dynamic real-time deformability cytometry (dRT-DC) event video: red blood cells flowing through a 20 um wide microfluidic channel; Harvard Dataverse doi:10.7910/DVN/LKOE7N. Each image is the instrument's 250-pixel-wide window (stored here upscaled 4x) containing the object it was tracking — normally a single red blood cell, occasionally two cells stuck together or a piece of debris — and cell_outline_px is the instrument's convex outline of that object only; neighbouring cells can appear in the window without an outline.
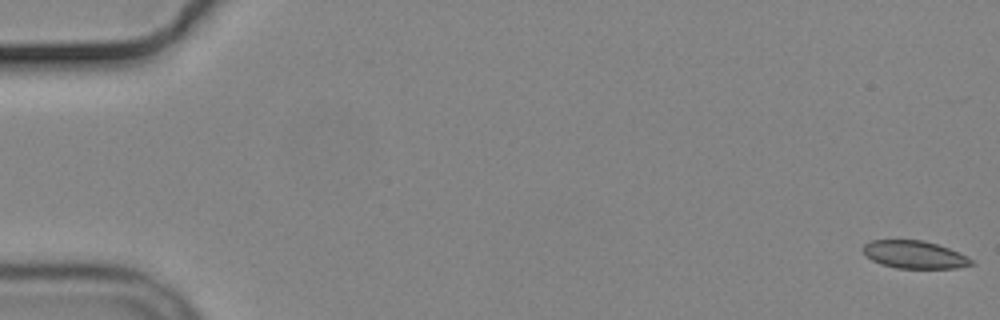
{"species": "common noctule bat (a hibernating species)", "species_latin": "Nyctalus noctula", "temperature_condition": "cold", "stored_images_in_passage": 57, "camera_frame_rate_fps": 3000, "um_per_image_px": 0.085, "animal": {"sex": "male", "body_mass_g": 19.2, "forearm_length_mm": 51.8}, "frame": {"image": 1, "passage_image": 1, "time_ms": 0.0, "image_size_px": [1000, 320], "cell_outline_px": [[976, 264], [956, 268], [896, 268], [880, 264], [872, 260], [860, 248], [864, 244], [872, 240], [924, 240], [948, 248], [968, 256]], "centroid_in_image_um": [77.73, 21.64], "position_along_channel_um": 7.3, "area_um2": 17.51}}
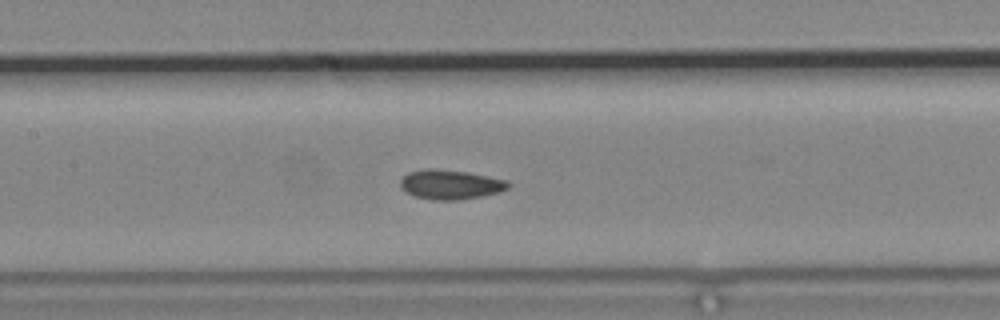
{"frame": {"image": 2, "passage_image": 27, "time_ms": 8.667, "image_size_px": [1000, 320], "cell_outline_px": [[512, 184], [508, 188], [500, 192], [480, 196], [456, 200], [432, 200], [416, 196], [404, 192], [400, 188], [400, 180], [408, 172], [424, 168], [436, 168], [468, 172], [508, 180]], "centroid_in_image_um": [38.27, 15.67], "position_along_channel_um": 169.1, "area_um2": 18.79}}
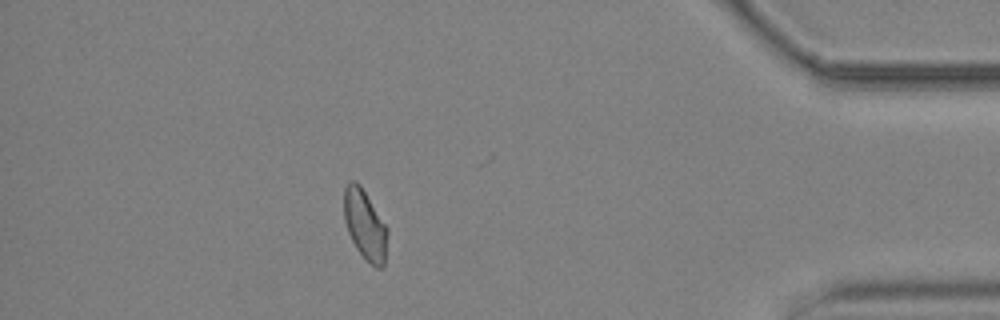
{"frame": {"image": 3, "passage_image": 50, "time_ms": 16.333, "image_size_px": [1000, 320], "cell_outline_px": [[388, 232], [384, 268], [376, 268], [356, 248], [348, 232], [344, 220], [344, 188], [352, 180], [356, 180], [360, 184], [388, 228]], "centroid_in_image_um": [31.03, 19.1], "position_along_channel_um": 404.2, "area_um2": 17.63}}